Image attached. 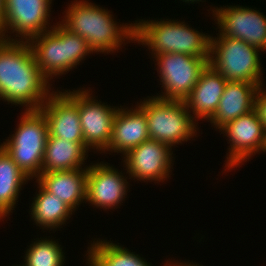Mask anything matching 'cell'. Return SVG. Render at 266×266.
I'll list each match as a JSON object with an SVG mask.
<instances>
[{"label": "cell", "mask_w": 266, "mask_h": 266, "mask_svg": "<svg viewBox=\"0 0 266 266\" xmlns=\"http://www.w3.org/2000/svg\"><path fill=\"white\" fill-rule=\"evenodd\" d=\"M15 134L0 146L30 179L42 173L48 124L40 110H24ZM10 138V139H9Z\"/></svg>", "instance_id": "cell-5"}, {"label": "cell", "mask_w": 266, "mask_h": 266, "mask_svg": "<svg viewBox=\"0 0 266 266\" xmlns=\"http://www.w3.org/2000/svg\"><path fill=\"white\" fill-rule=\"evenodd\" d=\"M48 124V136L85 143L77 109V90L52 92L39 109Z\"/></svg>", "instance_id": "cell-14"}, {"label": "cell", "mask_w": 266, "mask_h": 266, "mask_svg": "<svg viewBox=\"0 0 266 266\" xmlns=\"http://www.w3.org/2000/svg\"><path fill=\"white\" fill-rule=\"evenodd\" d=\"M191 263H193V262H190L189 264H188V262L187 263H179V262H176L175 261V263H173L172 261L171 262H169V266H198L199 264H191ZM200 266V265H199ZM201 266H203V265H201Z\"/></svg>", "instance_id": "cell-27"}, {"label": "cell", "mask_w": 266, "mask_h": 266, "mask_svg": "<svg viewBox=\"0 0 266 266\" xmlns=\"http://www.w3.org/2000/svg\"><path fill=\"white\" fill-rule=\"evenodd\" d=\"M4 19L0 34L2 39L8 41H26L50 30L48 21L51 12L52 0H4ZM49 27H47V26ZM48 28V29H47ZM10 30V31H8ZM16 34L15 39L11 35ZM9 36V37H8ZM21 37V38H16Z\"/></svg>", "instance_id": "cell-9"}, {"label": "cell", "mask_w": 266, "mask_h": 266, "mask_svg": "<svg viewBox=\"0 0 266 266\" xmlns=\"http://www.w3.org/2000/svg\"><path fill=\"white\" fill-rule=\"evenodd\" d=\"M263 152H266V134H265V143H264Z\"/></svg>", "instance_id": "cell-29"}, {"label": "cell", "mask_w": 266, "mask_h": 266, "mask_svg": "<svg viewBox=\"0 0 266 266\" xmlns=\"http://www.w3.org/2000/svg\"><path fill=\"white\" fill-rule=\"evenodd\" d=\"M229 139V153L225 171L244 164L247 159L263 151L265 134L263 123L254 109L250 113L239 116L219 129Z\"/></svg>", "instance_id": "cell-11"}, {"label": "cell", "mask_w": 266, "mask_h": 266, "mask_svg": "<svg viewBox=\"0 0 266 266\" xmlns=\"http://www.w3.org/2000/svg\"><path fill=\"white\" fill-rule=\"evenodd\" d=\"M4 0H0V28L2 27V22L4 19Z\"/></svg>", "instance_id": "cell-26"}, {"label": "cell", "mask_w": 266, "mask_h": 266, "mask_svg": "<svg viewBox=\"0 0 266 266\" xmlns=\"http://www.w3.org/2000/svg\"><path fill=\"white\" fill-rule=\"evenodd\" d=\"M183 2H187V3H189L190 1V3H194V2H199V1H201L202 2V0H182Z\"/></svg>", "instance_id": "cell-28"}, {"label": "cell", "mask_w": 266, "mask_h": 266, "mask_svg": "<svg viewBox=\"0 0 266 266\" xmlns=\"http://www.w3.org/2000/svg\"><path fill=\"white\" fill-rule=\"evenodd\" d=\"M135 108H118L112 136L105 150L125 155L130 149L150 139L145 112L136 104ZM127 109V110H126Z\"/></svg>", "instance_id": "cell-16"}, {"label": "cell", "mask_w": 266, "mask_h": 266, "mask_svg": "<svg viewBox=\"0 0 266 266\" xmlns=\"http://www.w3.org/2000/svg\"><path fill=\"white\" fill-rule=\"evenodd\" d=\"M58 23L28 41L37 66L48 81L77 68L85 56L94 53L83 37Z\"/></svg>", "instance_id": "cell-4"}, {"label": "cell", "mask_w": 266, "mask_h": 266, "mask_svg": "<svg viewBox=\"0 0 266 266\" xmlns=\"http://www.w3.org/2000/svg\"><path fill=\"white\" fill-rule=\"evenodd\" d=\"M33 51L26 41H0V100L39 110L50 92Z\"/></svg>", "instance_id": "cell-1"}, {"label": "cell", "mask_w": 266, "mask_h": 266, "mask_svg": "<svg viewBox=\"0 0 266 266\" xmlns=\"http://www.w3.org/2000/svg\"><path fill=\"white\" fill-rule=\"evenodd\" d=\"M172 148L157 140L148 139L130 149L124 156V167L129 179L164 182L173 166Z\"/></svg>", "instance_id": "cell-13"}, {"label": "cell", "mask_w": 266, "mask_h": 266, "mask_svg": "<svg viewBox=\"0 0 266 266\" xmlns=\"http://www.w3.org/2000/svg\"><path fill=\"white\" fill-rule=\"evenodd\" d=\"M137 22V23H136ZM134 43L151 49L154 57L162 53H179L202 59L210 57V35L177 20H136Z\"/></svg>", "instance_id": "cell-3"}, {"label": "cell", "mask_w": 266, "mask_h": 266, "mask_svg": "<svg viewBox=\"0 0 266 266\" xmlns=\"http://www.w3.org/2000/svg\"><path fill=\"white\" fill-rule=\"evenodd\" d=\"M259 86L255 93V110L257 111L261 122L266 131V90ZM265 90V91H264Z\"/></svg>", "instance_id": "cell-25"}, {"label": "cell", "mask_w": 266, "mask_h": 266, "mask_svg": "<svg viewBox=\"0 0 266 266\" xmlns=\"http://www.w3.org/2000/svg\"><path fill=\"white\" fill-rule=\"evenodd\" d=\"M30 180L0 146V220L15 208L22 185Z\"/></svg>", "instance_id": "cell-22"}, {"label": "cell", "mask_w": 266, "mask_h": 266, "mask_svg": "<svg viewBox=\"0 0 266 266\" xmlns=\"http://www.w3.org/2000/svg\"><path fill=\"white\" fill-rule=\"evenodd\" d=\"M89 246L86 258L89 266H151L143 257L111 240H94ZM166 262L164 266H169Z\"/></svg>", "instance_id": "cell-23"}, {"label": "cell", "mask_w": 266, "mask_h": 266, "mask_svg": "<svg viewBox=\"0 0 266 266\" xmlns=\"http://www.w3.org/2000/svg\"><path fill=\"white\" fill-rule=\"evenodd\" d=\"M61 245L53 239L32 241L24 255V266H63L65 263L64 252ZM64 262V263H63Z\"/></svg>", "instance_id": "cell-24"}, {"label": "cell", "mask_w": 266, "mask_h": 266, "mask_svg": "<svg viewBox=\"0 0 266 266\" xmlns=\"http://www.w3.org/2000/svg\"><path fill=\"white\" fill-rule=\"evenodd\" d=\"M39 191L31 204V219L44 229L62 228L74 211L57 196L48 192L37 180ZM59 226V227H58Z\"/></svg>", "instance_id": "cell-21"}, {"label": "cell", "mask_w": 266, "mask_h": 266, "mask_svg": "<svg viewBox=\"0 0 266 266\" xmlns=\"http://www.w3.org/2000/svg\"><path fill=\"white\" fill-rule=\"evenodd\" d=\"M126 178L108 163L91 164L87 171L86 202L105 210L117 208L128 192Z\"/></svg>", "instance_id": "cell-15"}, {"label": "cell", "mask_w": 266, "mask_h": 266, "mask_svg": "<svg viewBox=\"0 0 266 266\" xmlns=\"http://www.w3.org/2000/svg\"><path fill=\"white\" fill-rule=\"evenodd\" d=\"M85 143L66 141L48 136L45 147L42 173L80 169L88 157Z\"/></svg>", "instance_id": "cell-20"}, {"label": "cell", "mask_w": 266, "mask_h": 266, "mask_svg": "<svg viewBox=\"0 0 266 266\" xmlns=\"http://www.w3.org/2000/svg\"><path fill=\"white\" fill-rule=\"evenodd\" d=\"M219 35L240 39L266 52V16L244 6H223L212 9Z\"/></svg>", "instance_id": "cell-10"}, {"label": "cell", "mask_w": 266, "mask_h": 266, "mask_svg": "<svg viewBox=\"0 0 266 266\" xmlns=\"http://www.w3.org/2000/svg\"><path fill=\"white\" fill-rule=\"evenodd\" d=\"M261 51L240 39L225 36L210 39L209 63L227 82L245 81L264 86Z\"/></svg>", "instance_id": "cell-7"}, {"label": "cell", "mask_w": 266, "mask_h": 266, "mask_svg": "<svg viewBox=\"0 0 266 266\" xmlns=\"http://www.w3.org/2000/svg\"><path fill=\"white\" fill-rule=\"evenodd\" d=\"M148 98L138 106L145 112L150 139L172 148L197 135L198 123L184 101L160 99L156 95Z\"/></svg>", "instance_id": "cell-6"}, {"label": "cell", "mask_w": 266, "mask_h": 266, "mask_svg": "<svg viewBox=\"0 0 266 266\" xmlns=\"http://www.w3.org/2000/svg\"><path fill=\"white\" fill-rule=\"evenodd\" d=\"M60 23L70 32L83 37L95 53L116 52L124 41H133L134 24L116 23L111 12L86 0H75L65 10Z\"/></svg>", "instance_id": "cell-2"}, {"label": "cell", "mask_w": 266, "mask_h": 266, "mask_svg": "<svg viewBox=\"0 0 266 266\" xmlns=\"http://www.w3.org/2000/svg\"><path fill=\"white\" fill-rule=\"evenodd\" d=\"M257 89L256 84L245 81L227 82L215 115L209 120L213 127L220 129L254 110Z\"/></svg>", "instance_id": "cell-19"}, {"label": "cell", "mask_w": 266, "mask_h": 266, "mask_svg": "<svg viewBox=\"0 0 266 266\" xmlns=\"http://www.w3.org/2000/svg\"><path fill=\"white\" fill-rule=\"evenodd\" d=\"M153 58L158 65L160 85L164 89L163 94L156 97L167 100L184 101L209 63V59L179 53H162Z\"/></svg>", "instance_id": "cell-8"}, {"label": "cell", "mask_w": 266, "mask_h": 266, "mask_svg": "<svg viewBox=\"0 0 266 266\" xmlns=\"http://www.w3.org/2000/svg\"><path fill=\"white\" fill-rule=\"evenodd\" d=\"M227 81L210 65L201 72L198 82L184 100L192 118L210 120L218 108Z\"/></svg>", "instance_id": "cell-17"}, {"label": "cell", "mask_w": 266, "mask_h": 266, "mask_svg": "<svg viewBox=\"0 0 266 266\" xmlns=\"http://www.w3.org/2000/svg\"><path fill=\"white\" fill-rule=\"evenodd\" d=\"M88 166L80 169L41 173L37 181L73 211L86 203Z\"/></svg>", "instance_id": "cell-18"}, {"label": "cell", "mask_w": 266, "mask_h": 266, "mask_svg": "<svg viewBox=\"0 0 266 266\" xmlns=\"http://www.w3.org/2000/svg\"><path fill=\"white\" fill-rule=\"evenodd\" d=\"M90 89L77 90V109L85 145L105 153L108 148L115 114L119 107L94 99Z\"/></svg>", "instance_id": "cell-12"}]
</instances>
